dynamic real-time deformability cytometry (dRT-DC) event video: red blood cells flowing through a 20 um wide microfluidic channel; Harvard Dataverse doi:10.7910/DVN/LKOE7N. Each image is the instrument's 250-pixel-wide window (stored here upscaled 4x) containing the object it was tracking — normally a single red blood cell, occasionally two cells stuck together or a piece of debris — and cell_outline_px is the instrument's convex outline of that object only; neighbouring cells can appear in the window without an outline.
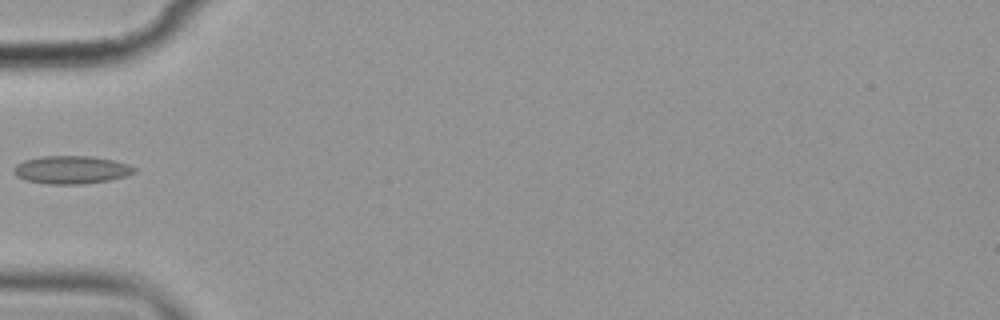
{"species": "common noctule bat (a hibernating species)", "species_latin": "Nyctalus noctula", "temperature_condition": "cold", "stored_images_in_passage": 33, "camera_frame_rate_fps": 3000, "um_per_image_px": 0.085, "animal": {"sex": "female", "body_mass_g": 19.9}, "frame": {"image": 1, "passage_image": 1, "time_ms": 0.0, "image_size_px": [1000, 320], "cell_outline_px": [[136, 172], [124, 176], [108, 180], [84, 184], [48, 184], [24, 180], [16, 176], [12, 172], [12, 168], [16, 164], [24, 160], [40, 156], [92, 156], [112, 160], [128, 164], [136, 168]], "centroid_in_image_um": [6.01, 14.43], "position_along_channel_um": 79.0, "area_um2": 19.77}}
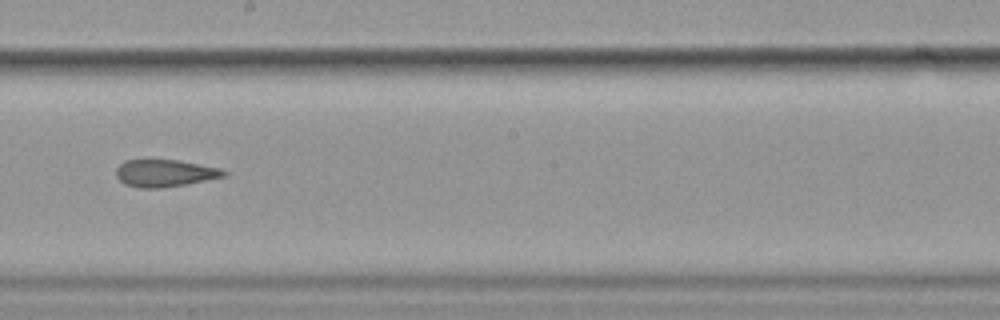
{"frame": {"image": 2, "passage_image": 14, "time_ms": 4.333, "image_size_px": [1000, 320], "cell_outline_px": [[228, 176], [184, 184], [160, 188], [140, 188], [124, 184], [116, 176], [116, 168], [124, 160], [176, 160], [220, 168], [228, 172]], "centroid_in_image_um": [14.0, 14.72], "position_along_channel_um": 234.2, "area_um2": 16.99}}
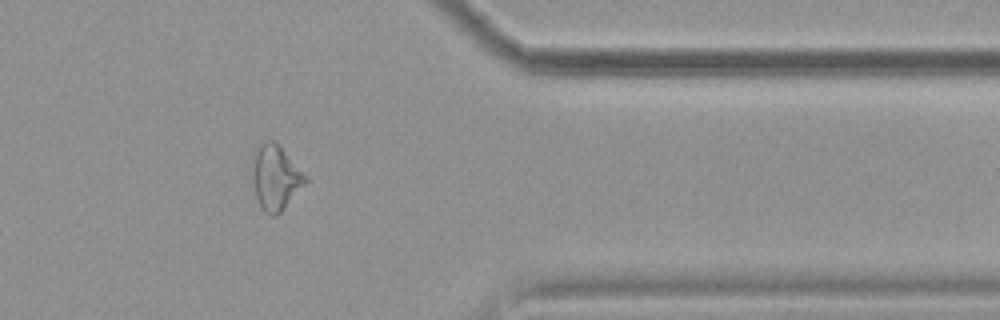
{"frame": {"image": 3, "passage_image": 28, "time_ms": 9.0, "image_size_px": [1000, 320], "cell_outline_px": [[308, 180], [284, 208], [276, 216], [272, 216], [264, 212], [260, 208], [248, 172], [256, 152], [260, 144], [268, 140], [272, 140], [280, 144], [308, 176]], "centroid_in_image_um": [23.39, 15.08], "position_along_channel_um": 388.0, "area_um2": 20.58}}